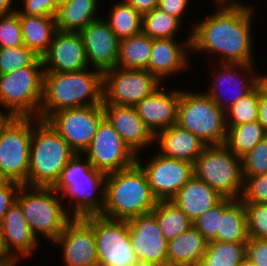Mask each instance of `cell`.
Here are the masks:
<instances>
[{
	"instance_id": "1",
	"label": "cell",
	"mask_w": 267,
	"mask_h": 266,
	"mask_svg": "<svg viewBox=\"0 0 267 266\" xmlns=\"http://www.w3.org/2000/svg\"><path fill=\"white\" fill-rule=\"evenodd\" d=\"M220 10L194 25L191 50L222 55V63L253 64L251 23L253 7L220 3ZM245 5V6H244Z\"/></svg>"
},
{
	"instance_id": "2",
	"label": "cell",
	"mask_w": 267,
	"mask_h": 266,
	"mask_svg": "<svg viewBox=\"0 0 267 266\" xmlns=\"http://www.w3.org/2000/svg\"><path fill=\"white\" fill-rule=\"evenodd\" d=\"M88 100V101H87ZM103 104V72H44L39 119L68 108Z\"/></svg>"
},
{
	"instance_id": "3",
	"label": "cell",
	"mask_w": 267,
	"mask_h": 266,
	"mask_svg": "<svg viewBox=\"0 0 267 266\" xmlns=\"http://www.w3.org/2000/svg\"><path fill=\"white\" fill-rule=\"evenodd\" d=\"M146 174L135 162L130 167L106 174L101 216L129 220L150 213L156 206Z\"/></svg>"
},
{
	"instance_id": "4",
	"label": "cell",
	"mask_w": 267,
	"mask_h": 266,
	"mask_svg": "<svg viewBox=\"0 0 267 266\" xmlns=\"http://www.w3.org/2000/svg\"><path fill=\"white\" fill-rule=\"evenodd\" d=\"M81 156L82 154H75L70 159L52 186L57 193L62 192V197L70 196L71 200L77 201L73 205L72 218L101 215L104 207L106 174L94 168L87 158L83 162ZM98 187L101 190L100 198L94 195Z\"/></svg>"
},
{
	"instance_id": "5",
	"label": "cell",
	"mask_w": 267,
	"mask_h": 266,
	"mask_svg": "<svg viewBox=\"0 0 267 266\" xmlns=\"http://www.w3.org/2000/svg\"><path fill=\"white\" fill-rule=\"evenodd\" d=\"M34 120L28 186L52 187L76 153L46 120Z\"/></svg>"
},
{
	"instance_id": "6",
	"label": "cell",
	"mask_w": 267,
	"mask_h": 266,
	"mask_svg": "<svg viewBox=\"0 0 267 266\" xmlns=\"http://www.w3.org/2000/svg\"><path fill=\"white\" fill-rule=\"evenodd\" d=\"M55 194L60 196L52 187L21 185L16 197L34 236L41 234L53 242L72 219Z\"/></svg>"
},
{
	"instance_id": "7",
	"label": "cell",
	"mask_w": 267,
	"mask_h": 266,
	"mask_svg": "<svg viewBox=\"0 0 267 266\" xmlns=\"http://www.w3.org/2000/svg\"><path fill=\"white\" fill-rule=\"evenodd\" d=\"M177 125L199 137L207 145L225 144L226 116L205 92L180 90Z\"/></svg>"
},
{
	"instance_id": "8",
	"label": "cell",
	"mask_w": 267,
	"mask_h": 266,
	"mask_svg": "<svg viewBox=\"0 0 267 266\" xmlns=\"http://www.w3.org/2000/svg\"><path fill=\"white\" fill-rule=\"evenodd\" d=\"M194 175L224 198H241L242 160L225 144L207 145L195 160Z\"/></svg>"
},
{
	"instance_id": "9",
	"label": "cell",
	"mask_w": 267,
	"mask_h": 266,
	"mask_svg": "<svg viewBox=\"0 0 267 266\" xmlns=\"http://www.w3.org/2000/svg\"><path fill=\"white\" fill-rule=\"evenodd\" d=\"M44 72L39 58L32 66L0 75V105L16 117L39 118Z\"/></svg>"
},
{
	"instance_id": "10",
	"label": "cell",
	"mask_w": 267,
	"mask_h": 266,
	"mask_svg": "<svg viewBox=\"0 0 267 266\" xmlns=\"http://www.w3.org/2000/svg\"><path fill=\"white\" fill-rule=\"evenodd\" d=\"M83 219L94 230L99 266H134L139 263L131 246L126 220L101 215Z\"/></svg>"
},
{
	"instance_id": "11",
	"label": "cell",
	"mask_w": 267,
	"mask_h": 266,
	"mask_svg": "<svg viewBox=\"0 0 267 266\" xmlns=\"http://www.w3.org/2000/svg\"><path fill=\"white\" fill-rule=\"evenodd\" d=\"M33 119L16 117L0 135V169L10 181L27 186Z\"/></svg>"
},
{
	"instance_id": "12",
	"label": "cell",
	"mask_w": 267,
	"mask_h": 266,
	"mask_svg": "<svg viewBox=\"0 0 267 266\" xmlns=\"http://www.w3.org/2000/svg\"><path fill=\"white\" fill-rule=\"evenodd\" d=\"M162 82L147 70L115 67L103 72V104L134 107Z\"/></svg>"
},
{
	"instance_id": "13",
	"label": "cell",
	"mask_w": 267,
	"mask_h": 266,
	"mask_svg": "<svg viewBox=\"0 0 267 266\" xmlns=\"http://www.w3.org/2000/svg\"><path fill=\"white\" fill-rule=\"evenodd\" d=\"M104 118L101 104L62 109L51 114L46 121L76 154H83Z\"/></svg>"
},
{
	"instance_id": "14",
	"label": "cell",
	"mask_w": 267,
	"mask_h": 266,
	"mask_svg": "<svg viewBox=\"0 0 267 266\" xmlns=\"http://www.w3.org/2000/svg\"><path fill=\"white\" fill-rule=\"evenodd\" d=\"M83 154L94 168L105 174L130 167L137 160L106 118L99 124L97 133Z\"/></svg>"
},
{
	"instance_id": "15",
	"label": "cell",
	"mask_w": 267,
	"mask_h": 266,
	"mask_svg": "<svg viewBox=\"0 0 267 266\" xmlns=\"http://www.w3.org/2000/svg\"><path fill=\"white\" fill-rule=\"evenodd\" d=\"M148 164L136 162L144 170L151 192L158 200H171L194 176V164L156 154Z\"/></svg>"
},
{
	"instance_id": "16",
	"label": "cell",
	"mask_w": 267,
	"mask_h": 266,
	"mask_svg": "<svg viewBox=\"0 0 267 266\" xmlns=\"http://www.w3.org/2000/svg\"><path fill=\"white\" fill-rule=\"evenodd\" d=\"M126 221L131 246L139 263L167 266L168 241L160 231L155 215L150 212Z\"/></svg>"
},
{
	"instance_id": "17",
	"label": "cell",
	"mask_w": 267,
	"mask_h": 266,
	"mask_svg": "<svg viewBox=\"0 0 267 266\" xmlns=\"http://www.w3.org/2000/svg\"><path fill=\"white\" fill-rule=\"evenodd\" d=\"M54 243L62 245L66 266H99L94 230L83 218H72Z\"/></svg>"
},
{
	"instance_id": "18",
	"label": "cell",
	"mask_w": 267,
	"mask_h": 266,
	"mask_svg": "<svg viewBox=\"0 0 267 266\" xmlns=\"http://www.w3.org/2000/svg\"><path fill=\"white\" fill-rule=\"evenodd\" d=\"M80 35L83 40L87 63L105 72L116 67L120 40L106 20L100 18L88 24Z\"/></svg>"
},
{
	"instance_id": "19",
	"label": "cell",
	"mask_w": 267,
	"mask_h": 266,
	"mask_svg": "<svg viewBox=\"0 0 267 266\" xmlns=\"http://www.w3.org/2000/svg\"><path fill=\"white\" fill-rule=\"evenodd\" d=\"M42 60L45 72H76L90 66L79 32L57 31Z\"/></svg>"
},
{
	"instance_id": "20",
	"label": "cell",
	"mask_w": 267,
	"mask_h": 266,
	"mask_svg": "<svg viewBox=\"0 0 267 266\" xmlns=\"http://www.w3.org/2000/svg\"><path fill=\"white\" fill-rule=\"evenodd\" d=\"M179 98L180 90L166 93L163 87H159L134 107L146 127L155 135L177 124Z\"/></svg>"
},
{
	"instance_id": "21",
	"label": "cell",
	"mask_w": 267,
	"mask_h": 266,
	"mask_svg": "<svg viewBox=\"0 0 267 266\" xmlns=\"http://www.w3.org/2000/svg\"><path fill=\"white\" fill-rule=\"evenodd\" d=\"M102 107L105 118L137 157L143 147L154 143V135L138 116L135 107L113 104H102Z\"/></svg>"
},
{
	"instance_id": "22",
	"label": "cell",
	"mask_w": 267,
	"mask_h": 266,
	"mask_svg": "<svg viewBox=\"0 0 267 266\" xmlns=\"http://www.w3.org/2000/svg\"><path fill=\"white\" fill-rule=\"evenodd\" d=\"M187 48V49H186ZM191 49V36L182 44L174 38L153 39L147 71L155 75L161 82L188 67V51ZM173 73V74H172Z\"/></svg>"
},
{
	"instance_id": "23",
	"label": "cell",
	"mask_w": 267,
	"mask_h": 266,
	"mask_svg": "<svg viewBox=\"0 0 267 266\" xmlns=\"http://www.w3.org/2000/svg\"><path fill=\"white\" fill-rule=\"evenodd\" d=\"M0 228L6 250L15 260H18L19 256L29 257L38 246V239L31 232L17 201L5 213Z\"/></svg>"
},
{
	"instance_id": "24",
	"label": "cell",
	"mask_w": 267,
	"mask_h": 266,
	"mask_svg": "<svg viewBox=\"0 0 267 266\" xmlns=\"http://www.w3.org/2000/svg\"><path fill=\"white\" fill-rule=\"evenodd\" d=\"M222 64V65H221ZM222 68L219 70V72L216 73V80H214L212 87L210 88L211 90L205 92L222 110L226 111L228 108H230L233 104H235L240 98L243 96L247 95L256 85H257V79L258 75L255 74L253 76L252 74V68L254 64H239V63H220ZM238 70H241L244 72L249 73L248 78L244 79V77H240V73H237ZM218 74V75H217ZM239 75V76H237ZM250 75V76H249ZM240 82L237 81L241 79ZM227 83V84H225ZM237 85V87L234 90V93L236 94L232 98H227V101H223L224 97L222 96L223 90V85ZM229 85V88H230ZM221 88H220V87ZM227 87V86H226ZM234 88V87H233ZM223 89V90H221ZM226 90V89H225ZM231 90V89H230ZM229 90V91H230ZM228 91L224 92L225 94ZM231 92V91H230ZM233 93V94H234ZM224 94V95H225ZM227 95V94H226ZM229 96V95H228ZM227 97V96H226Z\"/></svg>"
},
{
	"instance_id": "25",
	"label": "cell",
	"mask_w": 267,
	"mask_h": 266,
	"mask_svg": "<svg viewBox=\"0 0 267 266\" xmlns=\"http://www.w3.org/2000/svg\"><path fill=\"white\" fill-rule=\"evenodd\" d=\"M156 141L161 150L159 154L192 164L207 146L199 137L177 124L156 133L154 142Z\"/></svg>"
},
{
	"instance_id": "26",
	"label": "cell",
	"mask_w": 267,
	"mask_h": 266,
	"mask_svg": "<svg viewBox=\"0 0 267 266\" xmlns=\"http://www.w3.org/2000/svg\"><path fill=\"white\" fill-rule=\"evenodd\" d=\"M224 197L195 175L170 200L194 222Z\"/></svg>"
},
{
	"instance_id": "27",
	"label": "cell",
	"mask_w": 267,
	"mask_h": 266,
	"mask_svg": "<svg viewBox=\"0 0 267 266\" xmlns=\"http://www.w3.org/2000/svg\"><path fill=\"white\" fill-rule=\"evenodd\" d=\"M208 241L194 227L168 241L167 266H199Z\"/></svg>"
},
{
	"instance_id": "28",
	"label": "cell",
	"mask_w": 267,
	"mask_h": 266,
	"mask_svg": "<svg viewBox=\"0 0 267 266\" xmlns=\"http://www.w3.org/2000/svg\"><path fill=\"white\" fill-rule=\"evenodd\" d=\"M15 12L19 15L24 45L42 58L58 31L55 16H28Z\"/></svg>"
},
{
	"instance_id": "29",
	"label": "cell",
	"mask_w": 267,
	"mask_h": 266,
	"mask_svg": "<svg viewBox=\"0 0 267 266\" xmlns=\"http://www.w3.org/2000/svg\"><path fill=\"white\" fill-rule=\"evenodd\" d=\"M99 0H68L58 7L55 22L58 31L80 32L88 24L99 19Z\"/></svg>"
},
{
	"instance_id": "30",
	"label": "cell",
	"mask_w": 267,
	"mask_h": 266,
	"mask_svg": "<svg viewBox=\"0 0 267 266\" xmlns=\"http://www.w3.org/2000/svg\"><path fill=\"white\" fill-rule=\"evenodd\" d=\"M247 218L241 199L223 198V215L220 216L217 241L247 242Z\"/></svg>"
},
{
	"instance_id": "31",
	"label": "cell",
	"mask_w": 267,
	"mask_h": 266,
	"mask_svg": "<svg viewBox=\"0 0 267 266\" xmlns=\"http://www.w3.org/2000/svg\"><path fill=\"white\" fill-rule=\"evenodd\" d=\"M152 40V38L143 32L121 40L116 67L147 70Z\"/></svg>"
},
{
	"instance_id": "32",
	"label": "cell",
	"mask_w": 267,
	"mask_h": 266,
	"mask_svg": "<svg viewBox=\"0 0 267 266\" xmlns=\"http://www.w3.org/2000/svg\"><path fill=\"white\" fill-rule=\"evenodd\" d=\"M151 212L155 215L160 231L167 241L193 226L189 217L170 200H158Z\"/></svg>"
},
{
	"instance_id": "33",
	"label": "cell",
	"mask_w": 267,
	"mask_h": 266,
	"mask_svg": "<svg viewBox=\"0 0 267 266\" xmlns=\"http://www.w3.org/2000/svg\"><path fill=\"white\" fill-rule=\"evenodd\" d=\"M121 1L113 4L109 18L106 19L120 41L142 33L143 21L141 13L124 0Z\"/></svg>"
},
{
	"instance_id": "34",
	"label": "cell",
	"mask_w": 267,
	"mask_h": 266,
	"mask_svg": "<svg viewBox=\"0 0 267 266\" xmlns=\"http://www.w3.org/2000/svg\"><path fill=\"white\" fill-rule=\"evenodd\" d=\"M267 134L259 120L230 127L225 145L238 157L250 152Z\"/></svg>"
},
{
	"instance_id": "35",
	"label": "cell",
	"mask_w": 267,
	"mask_h": 266,
	"mask_svg": "<svg viewBox=\"0 0 267 266\" xmlns=\"http://www.w3.org/2000/svg\"><path fill=\"white\" fill-rule=\"evenodd\" d=\"M246 242H208L199 266H239L245 259Z\"/></svg>"
},
{
	"instance_id": "36",
	"label": "cell",
	"mask_w": 267,
	"mask_h": 266,
	"mask_svg": "<svg viewBox=\"0 0 267 266\" xmlns=\"http://www.w3.org/2000/svg\"><path fill=\"white\" fill-rule=\"evenodd\" d=\"M181 22L178 18L156 7L143 14L142 32L152 39L175 38Z\"/></svg>"
},
{
	"instance_id": "37",
	"label": "cell",
	"mask_w": 267,
	"mask_h": 266,
	"mask_svg": "<svg viewBox=\"0 0 267 266\" xmlns=\"http://www.w3.org/2000/svg\"><path fill=\"white\" fill-rule=\"evenodd\" d=\"M258 103L259 88L256 85L247 95L240 98L225 111L227 130L233 126L257 121ZM229 118L230 120L228 121Z\"/></svg>"
},
{
	"instance_id": "38",
	"label": "cell",
	"mask_w": 267,
	"mask_h": 266,
	"mask_svg": "<svg viewBox=\"0 0 267 266\" xmlns=\"http://www.w3.org/2000/svg\"><path fill=\"white\" fill-rule=\"evenodd\" d=\"M39 58L25 45L0 48V75L32 66Z\"/></svg>"
},
{
	"instance_id": "39",
	"label": "cell",
	"mask_w": 267,
	"mask_h": 266,
	"mask_svg": "<svg viewBox=\"0 0 267 266\" xmlns=\"http://www.w3.org/2000/svg\"><path fill=\"white\" fill-rule=\"evenodd\" d=\"M241 160L244 178L267 174V136Z\"/></svg>"
},
{
	"instance_id": "40",
	"label": "cell",
	"mask_w": 267,
	"mask_h": 266,
	"mask_svg": "<svg viewBox=\"0 0 267 266\" xmlns=\"http://www.w3.org/2000/svg\"><path fill=\"white\" fill-rule=\"evenodd\" d=\"M249 238L267 239V204L244 203Z\"/></svg>"
},
{
	"instance_id": "41",
	"label": "cell",
	"mask_w": 267,
	"mask_h": 266,
	"mask_svg": "<svg viewBox=\"0 0 267 266\" xmlns=\"http://www.w3.org/2000/svg\"><path fill=\"white\" fill-rule=\"evenodd\" d=\"M24 45L19 15L14 12L0 17V48Z\"/></svg>"
},
{
	"instance_id": "42",
	"label": "cell",
	"mask_w": 267,
	"mask_h": 266,
	"mask_svg": "<svg viewBox=\"0 0 267 266\" xmlns=\"http://www.w3.org/2000/svg\"><path fill=\"white\" fill-rule=\"evenodd\" d=\"M223 215V199L193 222V226L208 241H217L220 216Z\"/></svg>"
},
{
	"instance_id": "43",
	"label": "cell",
	"mask_w": 267,
	"mask_h": 266,
	"mask_svg": "<svg viewBox=\"0 0 267 266\" xmlns=\"http://www.w3.org/2000/svg\"><path fill=\"white\" fill-rule=\"evenodd\" d=\"M240 199L243 203L267 204V174L244 178Z\"/></svg>"
},
{
	"instance_id": "44",
	"label": "cell",
	"mask_w": 267,
	"mask_h": 266,
	"mask_svg": "<svg viewBox=\"0 0 267 266\" xmlns=\"http://www.w3.org/2000/svg\"><path fill=\"white\" fill-rule=\"evenodd\" d=\"M245 258L256 266H267V239L249 238L245 245Z\"/></svg>"
},
{
	"instance_id": "45",
	"label": "cell",
	"mask_w": 267,
	"mask_h": 266,
	"mask_svg": "<svg viewBox=\"0 0 267 266\" xmlns=\"http://www.w3.org/2000/svg\"><path fill=\"white\" fill-rule=\"evenodd\" d=\"M24 9L17 11L28 16H55L58 7L53 0H24Z\"/></svg>"
},
{
	"instance_id": "46",
	"label": "cell",
	"mask_w": 267,
	"mask_h": 266,
	"mask_svg": "<svg viewBox=\"0 0 267 266\" xmlns=\"http://www.w3.org/2000/svg\"><path fill=\"white\" fill-rule=\"evenodd\" d=\"M20 186V183L10 181L6 186L0 188V222L9 207L16 201Z\"/></svg>"
},
{
	"instance_id": "47",
	"label": "cell",
	"mask_w": 267,
	"mask_h": 266,
	"mask_svg": "<svg viewBox=\"0 0 267 266\" xmlns=\"http://www.w3.org/2000/svg\"><path fill=\"white\" fill-rule=\"evenodd\" d=\"M190 0H158V8L181 21L184 11Z\"/></svg>"
},
{
	"instance_id": "48",
	"label": "cell",
	"mask_w": 267,
	"mask_h": 266,
	"mask_svg": "<svg viewBox=\"0 0 267 266\" xmlns=\"http://www.w3.org/2000/svg\"><path fill=\"white\" fill-rule=\"evenodd\" d=\"M142 15L158 7V0H124Z\"/></svg>"
},
{
	"instance_id": "49",
	"label": "cell",
	"mask_w": 267,
	"mask_h": 266,
	"mask_svg": "<svg viewBox=\"0 0 267 266\" xmlns=\"http://www.w3.org/2000/svg\"><path fill=\"white\" fill-rule=\"evenodd\" d=\"M258 120L267 134V99L261 94L259 89Z\"/></svg>"
},
{
	"instance_id": "50",
	"label": "cell",
	"mask_w": 267,
	"mask_h": 266,
	"mask_svg": "<svg viewBox=\"0 0 267 266\" xmlns=\"http://www.w3.org/2000/svg\"><path fill=\"white\" fill-rule=\"evenodd\" d=\"M13 261H15V259L6 250L3 234L0 228V264H6Z\"/></svg>"
},
{
	"instance_id": "51",
	"label": "cell",
	"mask_w": 267,
	"mask_h": 266,
	"mask_svg": "<svg viewBox=\"0 0 267 266\" xmlns=\"http://www.w3.org/2000/svg\"><path fill=\"white\" fill-rule=\"evenodd\" d=\"M15 118L16 116L11 111L6 114L0 111V135Z\"/></svg>"
},
{
	"instance_id": "52",
	"label": "cell",
	"mask_w": 267,
	"mask_h": 266,
	"mask_svg": "<svg viewBox=\"0 0 267 266\" xmlns=\"http://www.w3.org/2000/svg\"><path fill=\"white\" fill-rule=\"evenodd\" d=\"M12 2L13 0H0V17L10 15L16 11V9L12 10Z\"/></svg>"
},
{
	"instance_id": "53",
	"label": "cell",
	"mask_w": 267,
	"mask_h": 266,
	"mask_svg": "<svg viewBox=\"0 0 267 266\" xmlns=\"http://www.w3.org/2000/svg\"><path fill=\"white\" fill-rule=\"evenodd\" d=\"M257 86L261 94L267 99V74L258 75Z\"/></svg>"
},
{
	"instance_id": "54",
	"label": "cell",
	"mask_w": 267,
	"mask_h": 266,
	"mask_svg": "<svg viewBox=\"0 0 267 266\" xmlns=\"http://www.w3.org/2000/svg\"><path fill=\"white\" fill-rule=\"evenodd\" d=\"M9 182H10V180L7 178V176L0 169V188L6 186Z\"/></svg>"
},
{
	"instance_id": "55",
	"label": "cell",
	"mask_w": 267,
	"mask_h": 266,
	"mask_svg": "<svg viewBox=\"0 0 267 266\" xmlns=\"http://www.w3.org/2000/svg\"><path fill=\"white\" fill-rule=\"evenodd\" d=\"M239 266H256L251 261H248L246 258L239 264Z\"/></svg>"
},
{
	"instance_id": "56",
	"label": "cell",
	"mask_w": 267,
	"mask_h": 266,
	"mask_svg": "<svg viewBox=\"0 0 267 266\" xmlns=\"http://www.w3.org/2000/svg\"><path fill=\"white\" fill-rule=\"evenodd\" d=\"M68 0H53L54 4L59 7L63 4H65Z\"/></svg>"
},
{
	"instance_id": "57",
	"label": "cell",
	"mask_w": 267,
	"mask_h": 266,
	"mask_svg": "<svg viewBox=\"0 0 267 266\" xmlns=\"http://www.w3.org/2000/svg\"><path fill=\"white\" fill-rule=\"evenodd\" d=\"M215 1H217L218 2V4H220V3H239L238 1H230V0H215Z\"/></svg>"
},
{
	"instance_id": "58",
	"label": "cell",
	"mask_w": 267,
	"mask_h": 266,
	"mask_svg": "<svg viewBox=\"0 0 267 266\" xmlns=\"http://www.w3.org/2000/svg\"><path fill=\"white\" fill-rule=\"evenodd\" d=\"M17 262H18V260H15L13 262L7 263V266H16Z\"/></svg>"
},
{
	"instance_id": "59",
	"label": "cell",
	"mask_w": 267,
	"mask_h": 266,
	"mask_svg": "<svg viewBox=\"0 0 267 266\" xmlns=\"http://www.w3.org/2000/svg\"><path fill=\"white\" fill-rule=\"evenodd\" d=\"M134 266H151V265H145V264L138 263V264H136Z\"/></svg>"
}]
</instances>
